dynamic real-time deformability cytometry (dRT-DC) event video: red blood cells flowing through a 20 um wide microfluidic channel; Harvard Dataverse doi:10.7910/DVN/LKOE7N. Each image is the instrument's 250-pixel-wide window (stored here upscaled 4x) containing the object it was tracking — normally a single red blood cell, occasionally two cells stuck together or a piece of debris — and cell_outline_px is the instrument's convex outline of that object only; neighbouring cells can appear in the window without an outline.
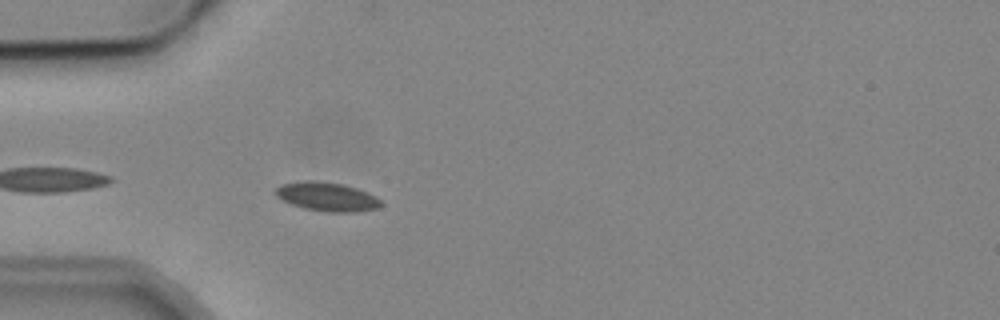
{"species": "common noctule bat (a hibernating species)", "species_latin": "Nyctalus noctula", "temperature_condition": "cold", "stored_images_in_passage": 4, "camera_frame_rate_fps": 3000, "um_per_image_px": 0.085, "animal": {"sex": "male", "body_mass_g": 19.2, "forearm_length_mm": 51.8}, "frame": {"image": 1, "passage_image": 4, "time_ms": 3.667, "image_size_px": [1000, 320], "cell_outline_px": [[384, 204], [376, 208], [352, 212], [328, 212], [304, 208], [292, 204], [276, 196], [276, 188], [280, 184], [308, 180], [312, 180], [340, 184], [356, 188], [376, 196]], "centroid_in_image_um": [27.79, 16.72], "position_along_channel_um": 57.2, "area_um2": 17.46}}